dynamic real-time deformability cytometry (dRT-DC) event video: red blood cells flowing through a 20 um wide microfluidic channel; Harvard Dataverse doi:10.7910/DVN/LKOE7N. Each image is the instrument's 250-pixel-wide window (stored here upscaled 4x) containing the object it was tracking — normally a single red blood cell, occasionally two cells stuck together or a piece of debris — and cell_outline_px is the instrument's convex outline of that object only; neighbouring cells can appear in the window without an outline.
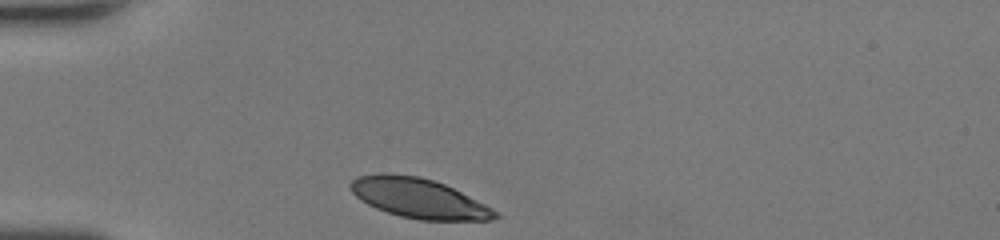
{"species": "human", "species_latin": "Homo sapiens", "temperature_condition": "room temperature", "stored_images_in_passage": 26, "camera_frame_rate_fps": 3000, "um_per_image_px": 0.085, "donor": {"sex": "female"}, "frame": {"image": 1, "passage_image": 1, "time_ms": 0.0, "image_size_px": [1000, 240], "cell_outline_px": [[500, 216], [492, 220], [420, 220], [400, 216], [376, 208], [360, 200], [352, 192], [348, 184], [356, 176], [380, 172], [384, 172], [420, 176], [444, 184], [492, 208]], "centroid_in_image_um": [35.53, 16.83], "position_along_channel_um": 49.5, "area_um2": 33.41}}
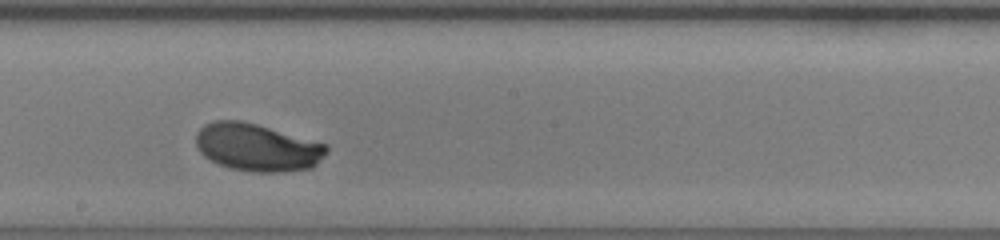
{"frame": {"image": 2, "passage_image": 15, "time_ms": 4.667, "image_size_px": [1000, 240], "cell_outline_px": [[328, 152], [312, 168], [280, 172], [256, 172], [232, 168], [220, 164], [204, 156], [200, 152], [196, 144], [196, 132], [204, 124], [216, 120], [240, 120], [256, 124], [328, 144]], "centroid_in_image_um": [21.87, 12.52], "position_along_channel_um": 226.3, "area_um2": 36.13}}
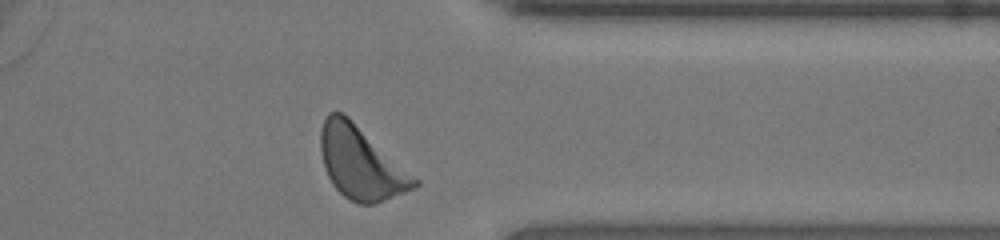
{"frame": {"image": 3, "passage_image": 26, "time_ms": 8.333, "image_size_px": [1000, 240], "cell_outline_px": [[420, 184], [416, 188], [376, 204], [356, 204], [348, 200], [332, 184], [324, 168], [320, 148], [320, 132], [324, 120], [328, 112], [340, 112], [348, 116], [420, 180]], "centroid_in_image_um": [30.69, 13.87], "position_along_channel_um": 380.7, "area_um2": 39.82}, "authors_computed_cell_mechanics": {"area_um2": 35.8071, "velocity_mm_per_s": 4.3233, "shape_relaxation_time_tau1_ms": 2.1274, "shape_relaxation_time_tau2_ms": null, "deformation_change_tau1": 0.1467, "deformation_change_tau2": null}}